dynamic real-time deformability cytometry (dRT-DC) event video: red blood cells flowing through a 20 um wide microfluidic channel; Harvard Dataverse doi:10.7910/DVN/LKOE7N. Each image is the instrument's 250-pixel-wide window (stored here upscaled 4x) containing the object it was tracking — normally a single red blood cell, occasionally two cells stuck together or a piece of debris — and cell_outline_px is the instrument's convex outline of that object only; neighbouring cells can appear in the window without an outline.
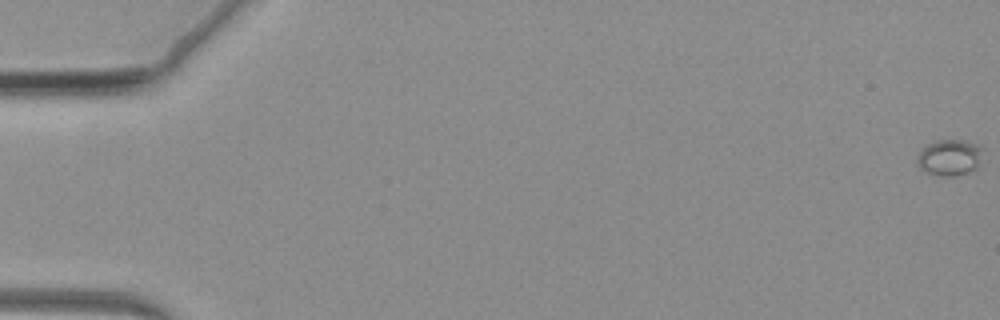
{"species": "common noctule bat (a hibernating species)", "species_latin": "Nyctalus noctula", "temperature_condition": "warm", "stored_images_in_passage": 71, "camera_frame_rate_fps": 3000, "um_per_image_px": 0.085, "animal": {"sex": "female", "body_mass_g": 19.3, "forearm_length_mm": 54.1}, "frame": {"image": 1, "passage_image": 1, "time_ms": 0.0, "image_size_px": [1000, 320], "cell_outline_px": [[984, 148], [976, 168], [968, 172], [956, 176], [944, 176], [928, 172], [920, 168], [916, 160], [916, 156], [928, 144], [936, 140], [964, 140], [980, 144]], "centroid_in_image_um": [80.74, 13.37], "position_along_channel_um": 4.3, "area_um2": 13.81}}
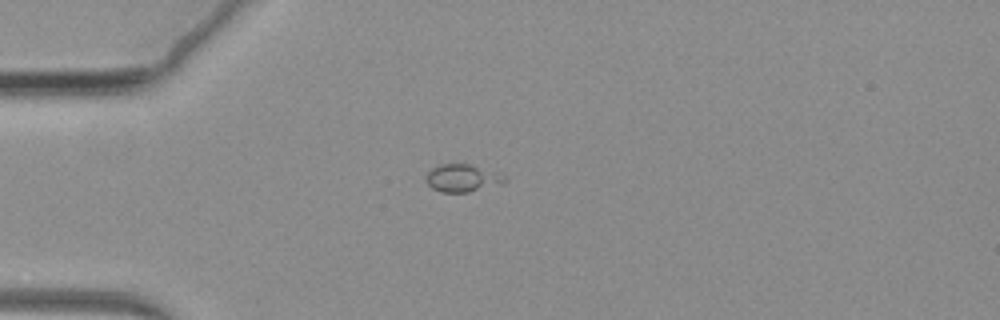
{"frame": {"image": 2, "passage_image": 21, "time_ms": 6.667, "image_size_px": [1000, 320], "cell_outline_px": [[508, 180], [504, 184], [468, 192], [440, 192], [432, 188], [424, 180], [428, 172], [436, 164], [468, 164], [504, 172], [508, 176]], "centroid_in_image_um": [39.39, 15.13], "position_along_channel_um": 45.6, "area_um2": 13.18}}
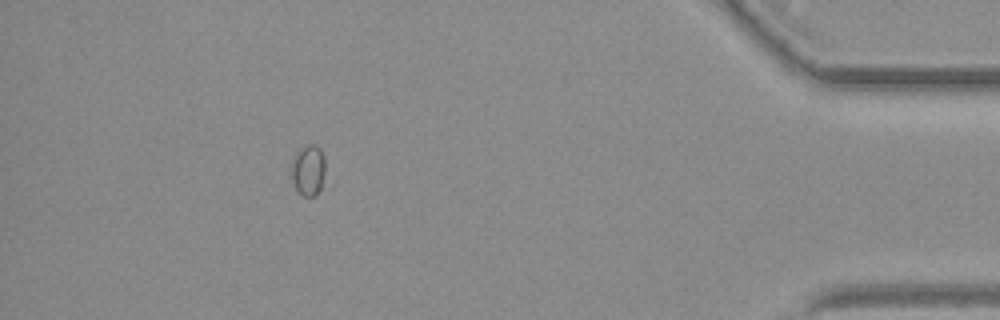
{"frame": {"image": 3, "passage_image": 64, "time_ms": 21.0, "image_size_px": [1000, 320], "cell_outline_px": [[332, 184], [316, 196], [304, 196], [296, 188], [292, 180], [288, 164], [292, 156], [300, 148], [308, 144], [316, 144], [320, 148], [324, 156]], "centroid_in_image_um": [26.32, 14.51], "position_along_channel_um": 408.9, "area_um2": 11.73}}